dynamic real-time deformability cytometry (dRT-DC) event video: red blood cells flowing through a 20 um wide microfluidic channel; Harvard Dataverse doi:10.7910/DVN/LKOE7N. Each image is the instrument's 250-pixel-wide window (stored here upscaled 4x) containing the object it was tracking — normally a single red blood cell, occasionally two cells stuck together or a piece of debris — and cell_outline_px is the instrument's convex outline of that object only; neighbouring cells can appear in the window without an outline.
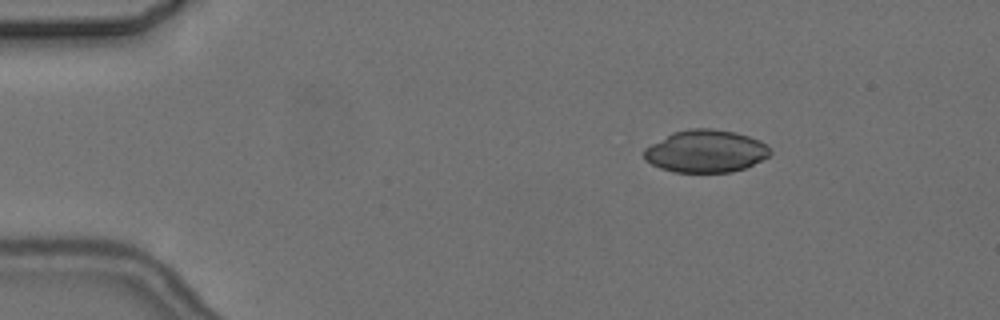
{"species": "common noctule bat (a hibernating species)", "species_latin": "Nyctalus noctula", "temperature_condition": "cold", "stored_images_in_passage": 4, "camera_frame_rate_fps": 3000, "um_per_image_px": 0.085, "animal": {"sex": "female", "body_mass_g": 24.6, "forearm_length_mm": 56.2}, "frame": {"image": 1, "passage_image": 2, "time_ms": 2.0, "image_size_px": [1000, 320], "cell_outline_px": [[772, 152], [768, 156], [744, 168], [732, 172], [672, 172], [660, 168], [644, 160], [644, 148], [672, 132], [688, 128], [712, 128], [736, 132], [760, 140]], "centroid_in_image_um": [59.95, 12.84], "position_along_channel_um": 25.1, "area_um2": 31.21}}